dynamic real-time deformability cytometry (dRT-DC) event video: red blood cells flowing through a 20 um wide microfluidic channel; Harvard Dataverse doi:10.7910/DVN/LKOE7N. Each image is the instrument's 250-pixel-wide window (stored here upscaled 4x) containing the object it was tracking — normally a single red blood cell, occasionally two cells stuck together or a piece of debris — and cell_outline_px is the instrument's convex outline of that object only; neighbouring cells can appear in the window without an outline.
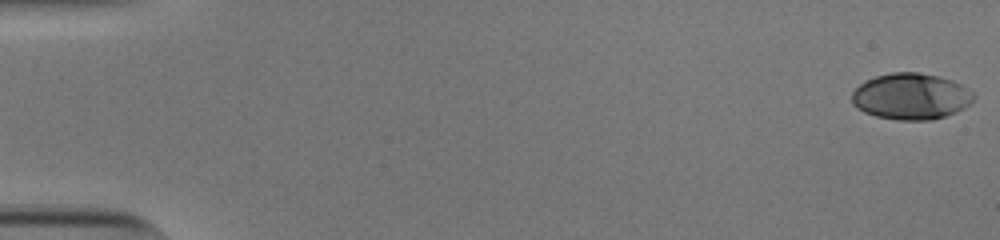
{"species": "human", "species_latin": "Homo sapiens", "temperature_condition": "cold", "stored_images_in_passage": 55, "camera_frame_rate_fps": 3000, "um_per_image_px": 0.085, "donor": {"sex": "male"}, "frame": {"image": 1, "passage_image": 1, "time_ms": 0.0, "image_size_px": [1000, 240], "cell_outline_px": [[976, 96], [964, 108], [956, 112], [932, 120], [896, 120], [876, 116], [864, 112], [856, 108], [852, 104], [852, 92], [860, 84], [876, 76], [892, 72], [920, 72], [940, 76], [952, 80], [968, 88]], "centroid_in_image_um": [77.43, 8.19], "position_along_channel_um": 7.6, "area_um2": 32.95}}
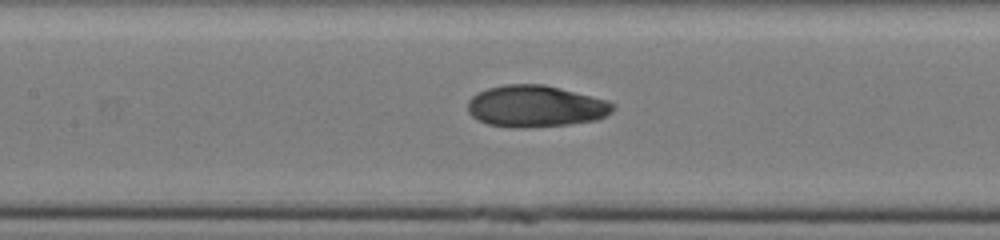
{"frame": {"image": 2, "passage_image": 27, "time_ms": 8.667, "image_size_px": [1000, 240], "cell_outline_px": [[616, 108], [612, 112], [596, 120], [568, 124], [524, 128], [508, 128], [488, 124], [472, 116], [468, 112], [468, 100], [472, 96], [488, 88], [504, 84], [544, 84], [608, 100], [616, 104]], "centroid_in_image_um": [45.54, 9.03], "position_along_channel_um": 161.9, "area_um2": 35.37}}
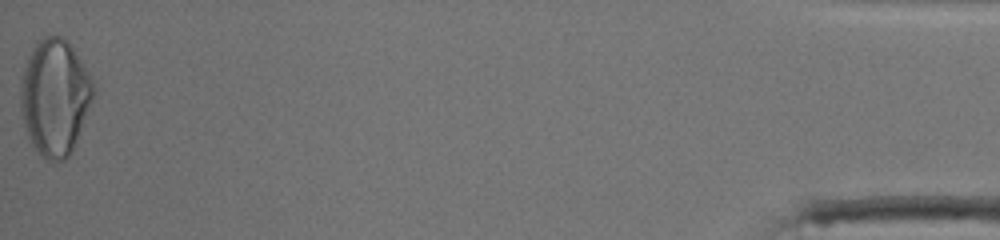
{"frame": {"image": 3, "passage_image": 55, "time_ms": 18.0, "image_size_px": [1000, 240], "cell_outline_px": [[96, 92], [72, 152], [64, 160], [56, 164], [48, 160], [32, 144], [28, 136], [24, 124], [20, 108], [20, 80], [28, 56], [36, 40], [44, 36], [60, 36], [72, 44], [92, 76], [96, 88]], "centroid_in_image_um": [4.69, 8.23], "position_along_channel_um": 430.5, "area_um2": 50.05}, "authors_computed_cell_mechanics": {"area_um2": 34.102, "velocity_mm_per_s": 3.8268, "shape_relaxation_time_tau1_ms": 6.5532, "shape_relaxation_time_tau2_ms": 1.1139, "deformation_change_tau1": 0.2074, "deformation_change_tau2": 0.0366}}